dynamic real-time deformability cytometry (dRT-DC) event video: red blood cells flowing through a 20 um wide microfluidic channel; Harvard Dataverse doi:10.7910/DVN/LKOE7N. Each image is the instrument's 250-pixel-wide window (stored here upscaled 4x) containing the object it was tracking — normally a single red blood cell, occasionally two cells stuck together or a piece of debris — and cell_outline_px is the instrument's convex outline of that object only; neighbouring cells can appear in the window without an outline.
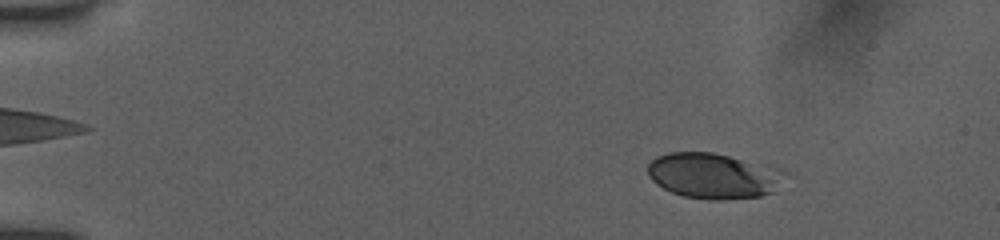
{"species": "human", "species_latin": "Homo sapiens", "temperature_condition": "room temperature", "stored_images_in_passage": 33, "camera_frame_rate_fps": 3000, "um_per_image_px": 0.085, "donor": {"sex": "female"}, "frame": {"image": 1, "passage_image": 5, "time_ms": 1.333, "image_size_px": [1000, 240], "cell_outline_px": [[792, 172], [772, 192], [760, 196], [724, 200], [708, 200], [684, 196], [672, 192], [656, 184], [648, 176], [648, 164], [656, 156], [668, 152], [712, 152], [780, 168]], "centroid_in_image_um": [60.68, 14.94], "position_along_channel_um": 24.3, "area_um2": 36.76}}
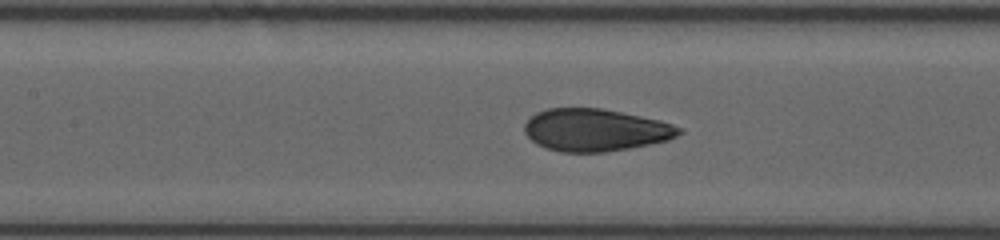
{"frame": {"image": 2, "passage_image": 20, "time_ms": 6.333, "image_size_px": [1000, 240], "cell_outline_px": [[684, 132], [668, 140], [628, 148], [604, 152], [560, 152], [544, 148], [536, 144], [524, 132], [524, 124], [536, 112], [548, 108], [600, 108], [660, 120], [684, 128]], "centroid_in_image_um": [50.6, 11.05], "position_along_channel_um": 156.8, "area_um2": 38.15}}
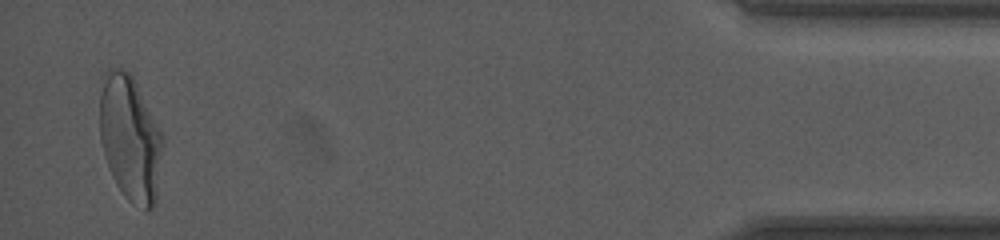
{"frame": {"image": 3, "passage_image": 33, "time_ms": 10.667, "image_size_px": [1000, 240], "cell_outline_px": [[164, 140], [156, 200], [152, 208], [148, 212], [144, 212], [128, 200], [124, 196], [116, 184], [112, 176], [104, 156], [100, 140], [100, 96], [104, 72], [116, 68], [128, 72], [132, 76], [164, 136]], "centroid_in_image_um": [11.07, 11.82], "position_along_channel_um": 424.1, "area_um2": 46.3}, "authors_computed_cell_mechanics": {"area_um2": 38.0324, "velocity_mm_per_s": 4.0027, "shape_relaxation_time_tau1_ms": null, "shape_relaxation_time_tau2_ms": 0.7876, "deformation_change_tau1": null, "deformation_change_tau2": 0.0494}}